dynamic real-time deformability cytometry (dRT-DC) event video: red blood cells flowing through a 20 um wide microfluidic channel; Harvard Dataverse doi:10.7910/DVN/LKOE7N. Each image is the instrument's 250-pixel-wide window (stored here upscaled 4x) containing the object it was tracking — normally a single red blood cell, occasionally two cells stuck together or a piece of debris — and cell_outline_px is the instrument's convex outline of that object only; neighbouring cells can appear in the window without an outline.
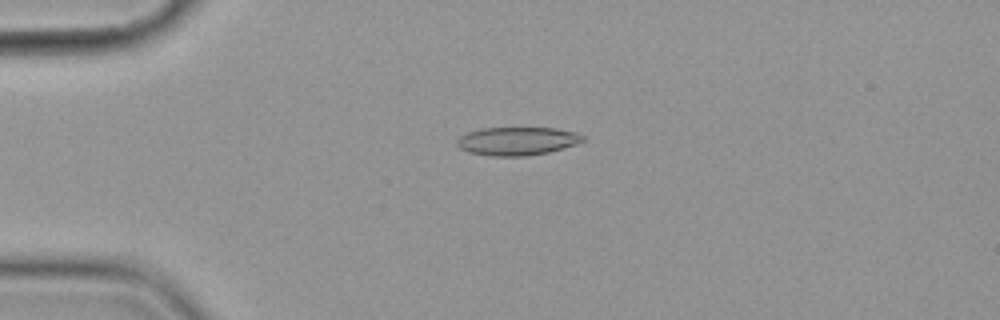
{"species": "common noctule bat (a hibernating species)", "species_latin": "Nyctalus noctula", "temperature_condition": "cold", "stored_images_in_passage": 6, "camera_frame_rate_fps": 3000, "um_per_image_px": 0.085, "animal": {"sex": "female", "body_mass_g": 19.9}, "frame": {"image": 1, "passage_image": 4, "time_ms": 3.667, "image_size_px": [1000, 320], "cell_outline_px": [[584, 140], [576, 144], [564, 148], [548, 152], [528, 156], [492, 156], [468, 152], [460, 148], [456, 144], [456, 140], [460, 136], [468, 132], [480, 128], [556, 128], [576, 132], [584, 136]], "centroid_in_image_um": [43.95, 11.99], "position_along_channel_um": 41.0, "area_um2": 20.81}}
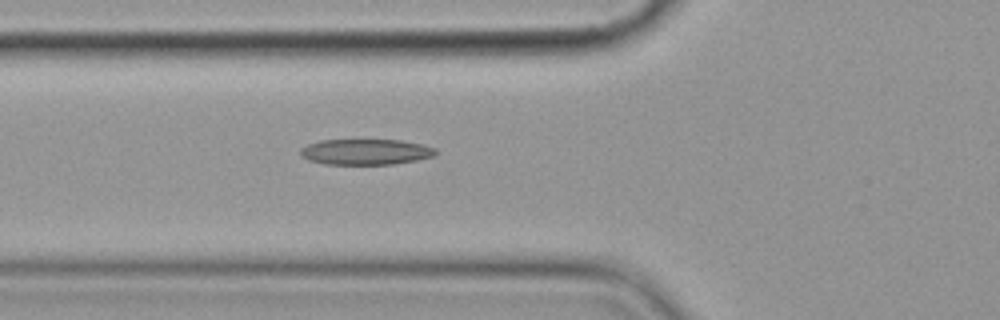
{"frame": {"image": 2, "passage_image": 6, "time_ms": 6.0, "image_size_px": [1000, 320], "cell_outline_px": [[436, 156], [416, 160], [392, 164], [324, 164], [308, 160], [300, 156], [300, 148], [308, 144], [320, 140], [400, 140], [424, 144], [436, 148]], "centroid_in_image_um": [31.08, 12.9], "position_along_channel_um": 94.7, "area_um2": 20.4}}